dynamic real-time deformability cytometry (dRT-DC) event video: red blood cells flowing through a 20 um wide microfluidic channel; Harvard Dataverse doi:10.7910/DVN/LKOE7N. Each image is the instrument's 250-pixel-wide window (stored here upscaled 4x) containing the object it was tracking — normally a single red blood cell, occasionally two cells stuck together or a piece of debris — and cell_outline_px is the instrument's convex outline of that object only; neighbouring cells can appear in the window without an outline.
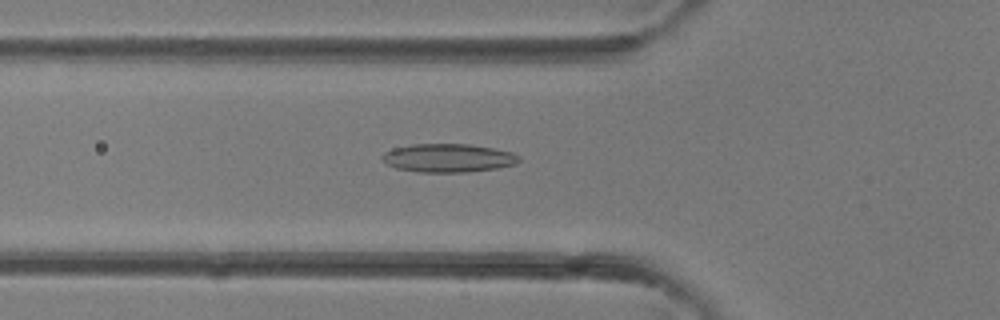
{"species": "common noctule bat (a hibernating species)", "species_latin": "Nyctalus noctula", "temperature_condition": "room temperature", "stored_images_in_passage": 38, "camera_frame_rate_fps": 3000, "um_per_image_px": 0.085, "animal": {"sex": "female"}, "frame": {"image": 1, "passage_image": 13, "time_ms": 4.0, "image_size_px": [1000, 320], "cell_outline_px": [[520, 160], [516, 164], [496, 168], [468, 172], [416, 172], [396, 168], [380, 160], [380, 156], [384, 152], [392, 148], [412, 144], [472, 144], [512, 152], [520, 156]], "centroid_in_image_um": [38.06, 13.42], "position_along_channel_um": 87.7, "area_um2": 22.89}}
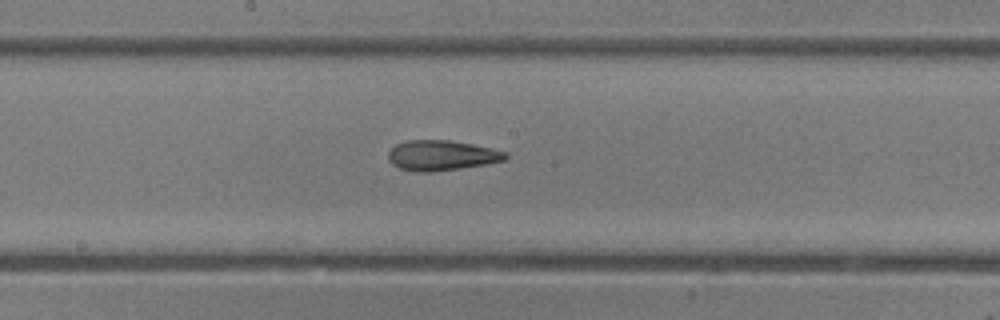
{"frame": {"image": 2, "passage_image": 20, "time_ms": 6.333, "image_size_px": [1000, 320], "cell_outline_px": [[508, 156], [504, 160], [488, 164], [432, 172], [416, 172], [400, 168], [392, 164], [388, 160], [388, 152], [396, 144], [404, 140], [448, 140], [472, 144], [492, 148], [508, 152]], "centroid_in_image_um": [37.53, 13.21], "position_along_channel_um": 210.7, "area_um2": 20.75}}
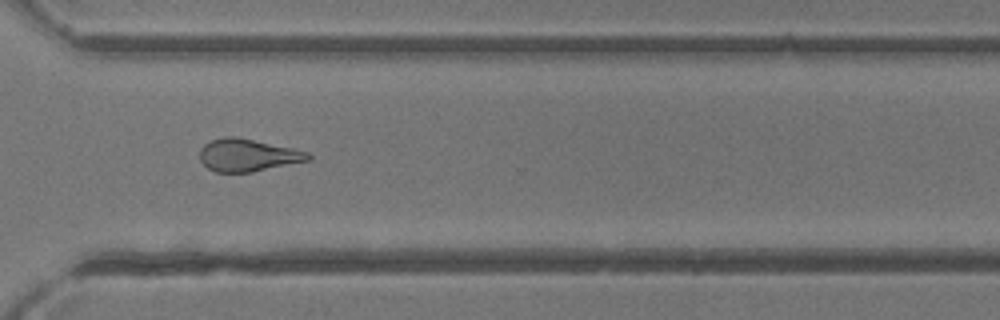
{"frame": {"image": 3, "passage_image": 28, "time_ms": 9.0, "image_size_px": [1000, 320], "cell_outline_px": [[312, 156], [308, 160], [252, 172], [216, 172], [208, 168], [200, 160], [200, 148], [204, 144], [212, 140], [224, 136], [236, 136], [292, 148], [308, 152]], "centroid_in_image_um": [21.03, 13.18], "position_along_channel_um": 349.6, "area_um2": 20.35}}